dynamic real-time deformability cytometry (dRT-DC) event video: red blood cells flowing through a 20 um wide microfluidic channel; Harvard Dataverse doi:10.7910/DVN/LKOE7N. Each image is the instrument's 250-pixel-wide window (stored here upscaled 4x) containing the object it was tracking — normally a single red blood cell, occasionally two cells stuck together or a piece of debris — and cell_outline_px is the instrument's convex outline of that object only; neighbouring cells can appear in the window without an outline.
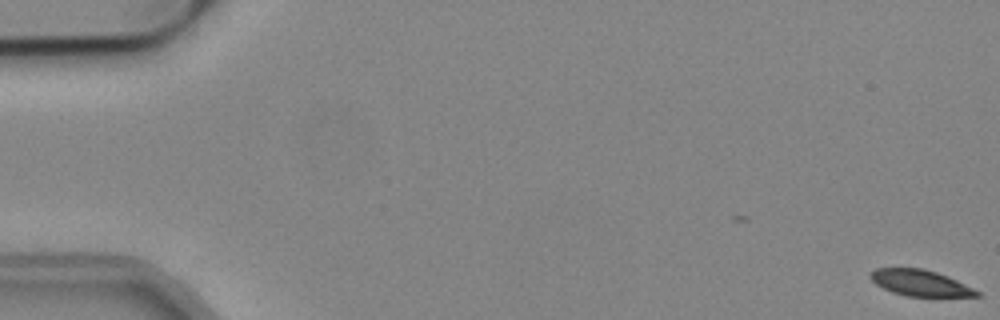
{"species": "common noctule bat (a hibernating species)", "species_latin": "Nyctalus noctula", "temperature_condition": "cold", "stored_images_in_passage": 14, "camera_frame_rate_fps": 3000, "um_per_image_px": 0.085, "animal": {"sex": "male", "body_mass_g": 19.2, "forearm_length_mm": 51.8}, "frame": {"image": 1, "passage_image": 1, "time_ms": 0.0, "image_size_px": [1000, 320], "cell_outline_px": [[980, 296], [908, 296], [892, 292], [876, 284], [868, 276], [876, 268], [924, 268], [948, 276], [980, 292]], "centroid_in_image_um": [78.2, 24.04], "position_along_channel_um": 6.8, "area_um2": 15.95}}